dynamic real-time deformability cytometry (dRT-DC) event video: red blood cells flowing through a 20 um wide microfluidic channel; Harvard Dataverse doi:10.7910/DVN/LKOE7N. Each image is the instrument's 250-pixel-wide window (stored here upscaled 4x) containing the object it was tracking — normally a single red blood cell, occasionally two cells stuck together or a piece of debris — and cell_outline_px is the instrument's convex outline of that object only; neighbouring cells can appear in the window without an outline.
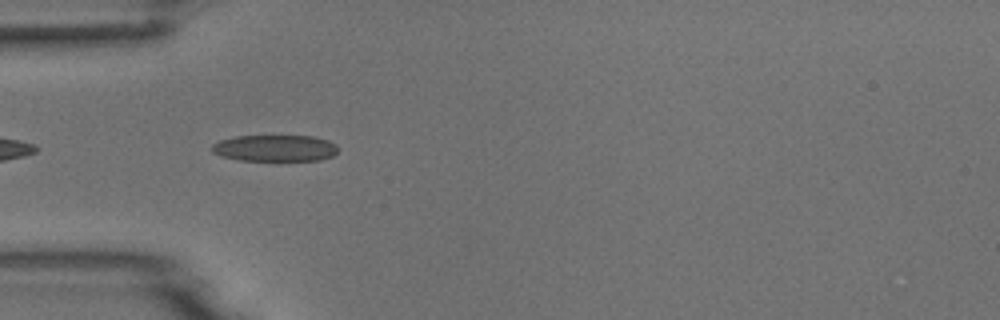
{"species": "common noctule bat (a hibernating species)", "species_latin": "Nyctalus noctula", "temperature_condition": "room temperature", "stored_images_in_passage": 37, "camera_frame_rate_fps": 3000, "um_per_image_px": 0.085, "animal": {"sex": "male", "body_mass_g": 18.8}, "frame": {"image": 1, "passage_image": 1, "time_ms": 0.0, "image_size_px": [1000, 320], "cell_outline_px": [[336, 152], [332, 156], [320, 160], [240, 160], [220, 156], [212, 152], [212, 144], [220, 140], [236, 136], [316, 136], [328, 140], [336, 144]], "centroid_in_image_um": [23.36, 12.58], "position_along_channel_um": 61.6, "area_um2": 19.42}}